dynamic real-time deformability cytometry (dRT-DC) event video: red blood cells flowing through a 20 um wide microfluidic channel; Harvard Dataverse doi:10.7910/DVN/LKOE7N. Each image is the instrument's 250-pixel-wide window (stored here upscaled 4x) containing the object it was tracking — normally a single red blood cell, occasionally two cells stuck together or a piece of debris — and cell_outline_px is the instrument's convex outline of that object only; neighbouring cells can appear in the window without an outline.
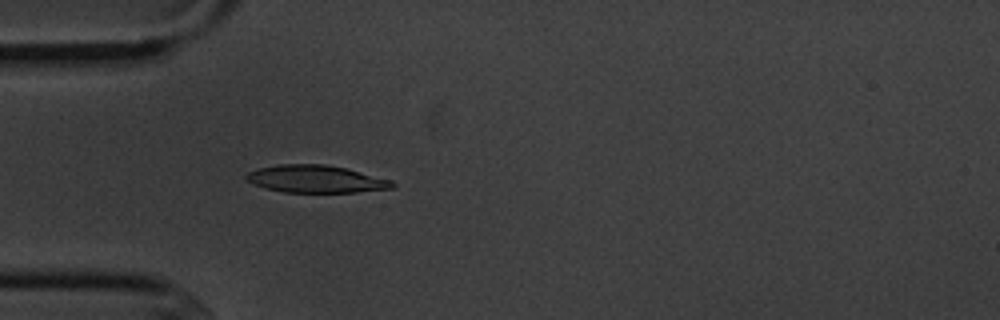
{"species": "common noctule bat (a hibernating species)", "species_latin": "Nyctalus noctula", "temperature_condition": "cold", "stored_images_in_passage": 4, "camera_frame_rate_fps": 3000, "um_per_image_px": 0.085, "animal": {"sex": "male", "body_mass_g": 20.1, "forearm_length_mm": 53.5}, "frame": {"image": 1, "passage_image": 4, "time_ms": 4.333, "image_size_px": [1000, 320], "cell_outline_px": [[396, 188], [356, 192], [284, 192], [268, 188], [244, 180], [244, 176], [248, 172], [260, 168], [280, 164], [324, 164], [344, 168], [392, 180], [396, 184]], "centroid_in_image_um": [26.87, 15.22], "position_along_channel_um": 58.1, "area_um2": 23.18}}